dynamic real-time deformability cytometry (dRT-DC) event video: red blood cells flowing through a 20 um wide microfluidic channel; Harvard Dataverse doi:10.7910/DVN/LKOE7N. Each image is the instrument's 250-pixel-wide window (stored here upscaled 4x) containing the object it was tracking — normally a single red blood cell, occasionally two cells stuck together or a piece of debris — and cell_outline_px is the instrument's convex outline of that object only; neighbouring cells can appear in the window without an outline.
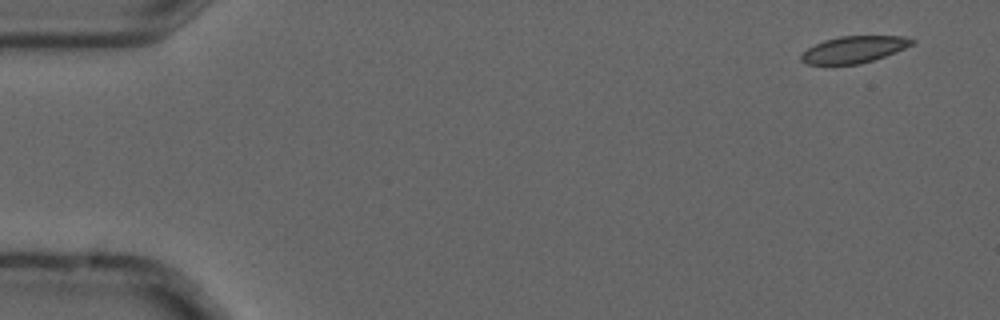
{"species": "common noctule bat (a hibernating species)", "species_latin": "Nyctalus noctula", "temperature_condition": "cold", "stored_images_in_passage": 8, "camera_frame_rate_fps": 3000, "um_per_image_px": 0.085, "animal": {"sex": "male", "forearm_length_mm": 52.5}, "frame": {"image": 1, "passage_image": 1, "time_ms": 0.0, "image_size_px": [1000, 320], "cell_outline_px": [[916, 40], [912, 44], [896, 52], [860, 64], [808, 64], [800, 60], [800, 56], [808, 48], [824, 40], [840, 36], [904, 36]], "centroid_in_image_um": [72.59, 4.2], "position_along_channel_um": 12.4, "area_um2": 17.05}}
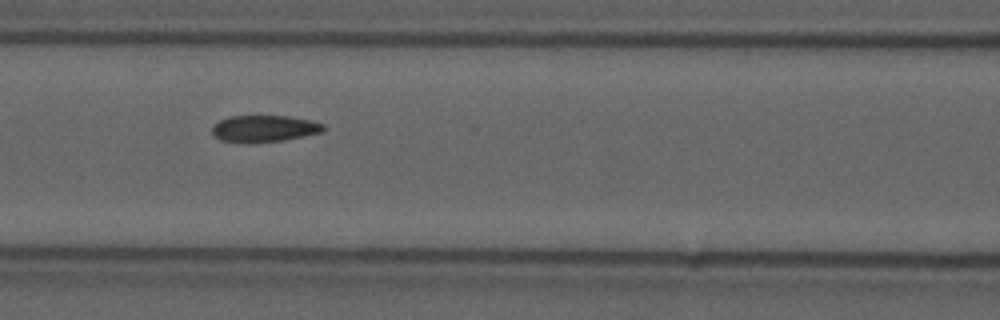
{"frame": {"image": 2, "passage_image": 7, "time_ms": 2.0, "image_size_px": [1000, 320], "cell_outline_px": [[328, 128], [324, 132], [284, 140], [248, 144], [244, 144], [220, 140], [212, 136], [212, 128], [220, 120], [228, 116], [288, 116], [308, 120], [324, 124]], "centroid_in_image_um": [22.45, 10.95], "position_along_channel_um": 144.1, "area_um2": 17.69}}
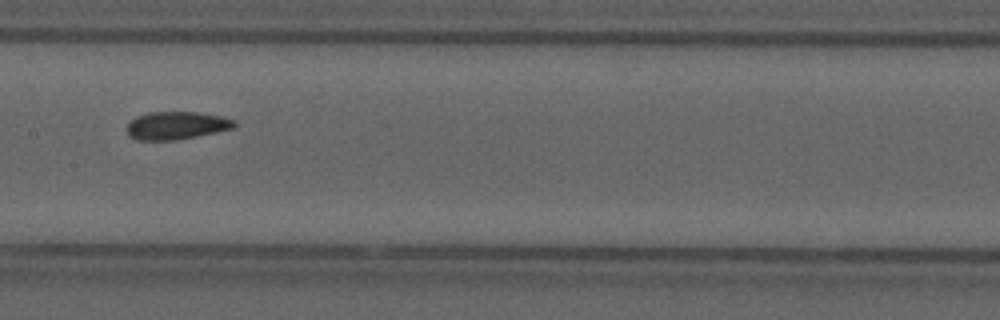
{"frame": {"image": 3, "passage_image": 8, "time_ms": 2.333, "image_size_px": [1000, 320], "cell_outline_px": [[236, 128], [176, 140], [136, 140], [128, 136], [128, 124], [136, 116], [148, 112], [196, 112], [220, 116], [236, 120]], "centroid_in_image_um": [15.01, 10.67], "position_along_channel_um": 192.4, "area_um2": 17.46}}